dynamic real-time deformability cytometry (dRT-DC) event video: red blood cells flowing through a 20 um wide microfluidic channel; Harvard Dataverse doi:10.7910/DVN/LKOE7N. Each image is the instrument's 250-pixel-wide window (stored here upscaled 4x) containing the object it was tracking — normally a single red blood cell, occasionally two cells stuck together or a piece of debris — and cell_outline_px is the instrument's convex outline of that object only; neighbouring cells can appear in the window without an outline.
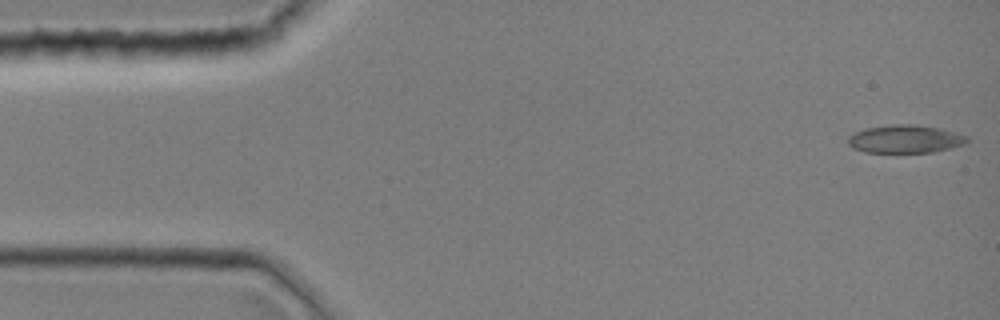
{"species": "common noctule bat (a hibernating species)", "species_latin": "Nyctalus noctula", "temperature_condition": "room temperature", "stored_images_in_passage": 43, "camera_frame_rate_fps": 3000, "um_per_image_px": 0.085, "animal": {"sex": "female", "body_mass_g": 19.0, "forearm_length_mm": 51.5}, "frame": {"image": 1, "passage_image": 1, "time_ms": 0.0, "image_size_px": [1000, 320], "cell_outline_px": [[968, 140], [964, 144], [932, 152], [864, 152], [852, 148], [848, 144], [848, 136], [856, 132], [868, 128], [892, 124], [912, 124], [936, 128], [968, 136]], "centroid_in_image_um": [76.89, 11.82], "position_along_channel_um": 8.1, "area_um2": 19.07}}
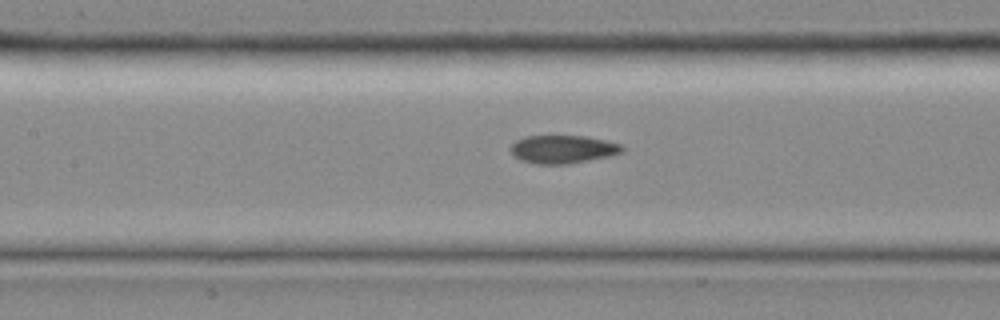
{"frame": {"image": 2, "passage_image": 19, "time_ms": 6.0, "image_size_px": [1000, 320], "cell_outline_px": [[624, 152], [608, 156], [568, 164], [536, 164], [520, 160], [508, 148], [516, 140], [524, 136], [584, 136], [624, 144]], "centroid_in_image_um": [47.85, 12.68], "position_along_channel_um": 159.6, "area_um2": 18.32}}
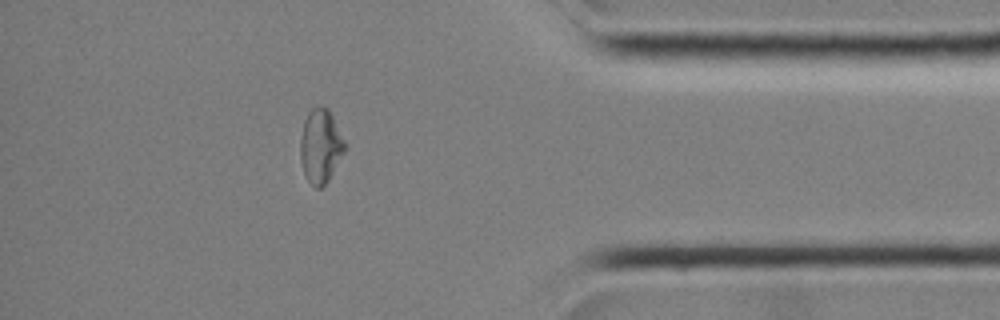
{"frame": {"image": 3, "passage_image": 37, "time_ms": 12.0, "image_size_px": [1000, 320], "cell_outline_px": [[348, 148], [328, 180], [320, 188], [316, 188], [308, 180], [304, 172], [300, 160], [300, 140], [304, 120], [308, 112], [312, 108], [320, 104], [328, 108], [348, 144]], "centroid_in_image_um": [27.28, 12.38], "position_along_channel_um": 407.9, "area_um2": 19.54}}